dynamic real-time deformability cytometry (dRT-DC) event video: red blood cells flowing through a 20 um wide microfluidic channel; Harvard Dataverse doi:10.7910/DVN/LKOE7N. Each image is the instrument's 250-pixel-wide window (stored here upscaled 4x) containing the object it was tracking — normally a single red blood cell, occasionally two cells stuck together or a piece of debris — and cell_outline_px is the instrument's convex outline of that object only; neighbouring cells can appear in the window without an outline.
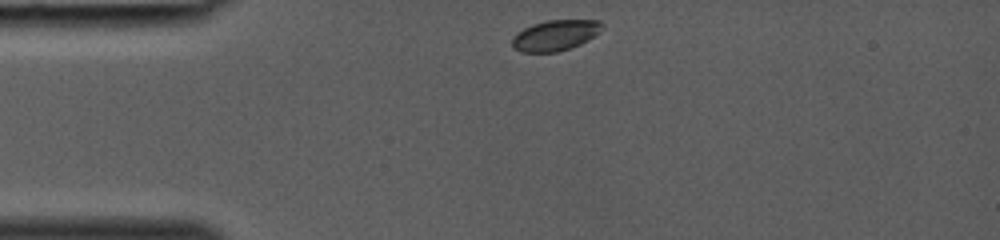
{"species": "common noctule bat (a hibernating species)", "species_latin": "Nyctalus noctula", "temperature_condition": "room temperature", "stored_images_in_passage": 10, "camera_frame_rate_fps": 3000, "um_per_image_px": 0.085, "animal": {"sex": "female", "body_mass_g": 19.0, "forearm_length_mm": 53.3}, "frame": {"image": 1, "passage_image": 1, "time_ms": 0.0, "image_size_px": [1000, 240], "cell_outline_px": [[604, 28], [600, 32], [588, 40], [572, 48], [556, 52], [520, 52], [512, 48], [512, 36], [516, 32], [532, 24], [548, 20], [600, 20], [604, 24]], "centroid_in_image_um": [47.2, 3.0], "position_along_channel_um": 37.8, "area_um2": 16.36}}
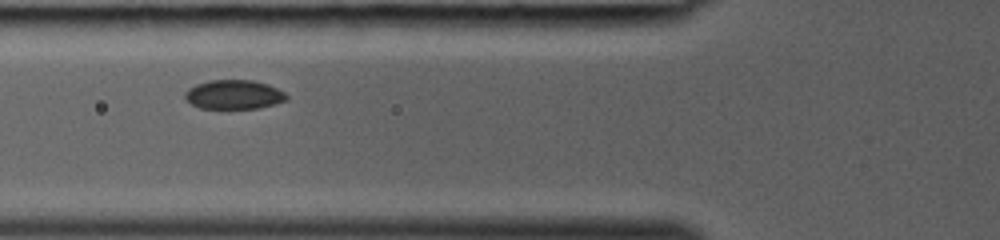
{"frame": {"image": 2, "passage_image": 6, "time_ms": 1.667, "image_size_px": [1000, 240], "cell_outline_px": [[288, 100], [260, 108], [200, 108], [192, 104], [184, 96], [184, 92], [188, 88], [196, 84], [208, 80], [252, 80], [268, 84], [284, 92], [288, 96]], "centroid_in_image_um": [19.88, 8.03], "position_along_channel_um": 105.9, "area_um2": 17.28}}
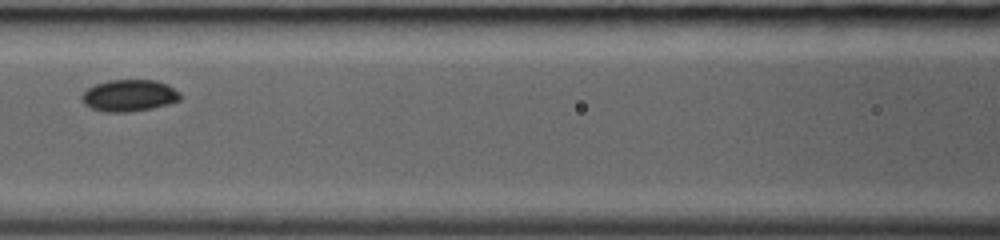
{"frame": {"image": 3, "passage_image": 9, "time_ms": 2.667, "image_size_px": [1000, 240], "cell_outline_px": [[180, 100], [168, 104], [152, 108], [128, 112], [104, 112], [92, 108], [84, 104], [80, 96], [88, 88], [96, 84], [108, 80], [156, 80], [168, 84], [180, 92]], "centroid_in_image_um": [10.99, 8.12], "position_along_channel_um": 155.6, "area_um2": 18.26}}